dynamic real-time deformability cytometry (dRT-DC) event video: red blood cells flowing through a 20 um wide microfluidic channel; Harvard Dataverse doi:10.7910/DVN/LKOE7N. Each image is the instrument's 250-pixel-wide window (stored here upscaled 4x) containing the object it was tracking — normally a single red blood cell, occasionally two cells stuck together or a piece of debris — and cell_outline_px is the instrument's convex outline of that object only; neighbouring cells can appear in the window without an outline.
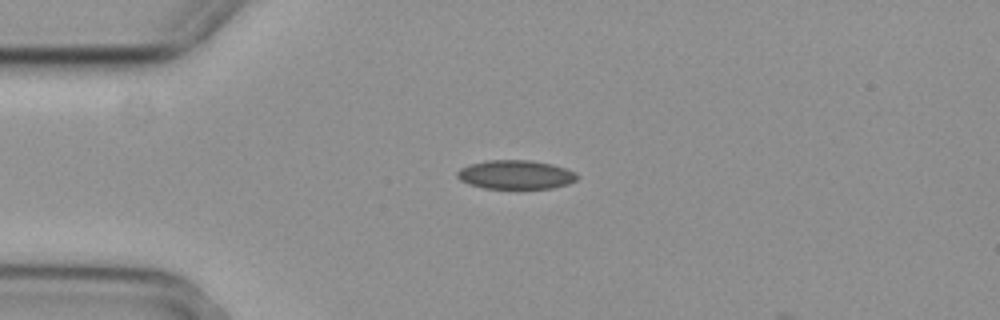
{"species": "common noctule bat (a hibernating species)", "species_latin": "Nyctalus noctula", "temperature_condition": "cold", "stored_images_in_passage": 2, "camera_frame_rate_fps": 3000, "um_per_image_px": 0.085, "animal": {"sex": "female", "body_mass_g": 29.2, "forearm_length_mm": 56.3}, "frame": {"image": 1, "passage_image": 1, "time_ms": 0.0, "image_size_px": [1000, 320], "cell_outline_px": [[580, 176], [576, 180], [568, 184], [552, 188], [484, 188], [468, 184], [460, 180], [456, 176], [456, 172], [460, 168], [468, 164], [484, 160], [532, 160], [552, 164], [576, 172]], "centroid_in_image_um": [43.81, 14.83], "position_along_channel_um": 41.2, "area_um2": 20.4}}